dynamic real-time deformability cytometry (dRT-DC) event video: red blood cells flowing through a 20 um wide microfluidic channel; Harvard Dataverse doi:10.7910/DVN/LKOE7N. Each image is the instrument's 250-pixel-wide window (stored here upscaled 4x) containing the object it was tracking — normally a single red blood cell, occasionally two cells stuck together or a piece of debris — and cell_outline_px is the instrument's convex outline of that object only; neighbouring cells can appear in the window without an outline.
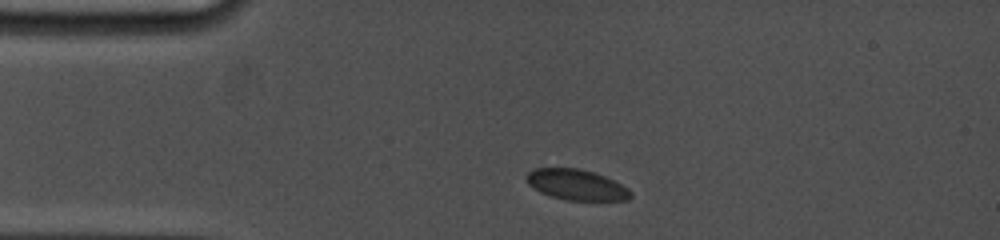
{"species": "common noctule bat (a hibernating species)", "species_latin": "Nyctalus noctula", "temperature_condition": "cold", "stored_images_in_passage": 31, "camera_frame_rate_fps": 5000, "um_per_image_px": 0.085, "animal": {"sex": "female", "body_mass_g": 19.0, "forearm_length_mm": 53.3}, "frame": {"image": 1, "passage_image": 1, "time_ms": 0.0, "image_size_px": [1000, 240], "cell_outline_px": [[632, 196], [628, 200], [564, 200], [540, 192], [528, 184], [524, 176], [528, 172], [536, 168], [580, 168], [596, 172], [628, 188], [632, 192]], "centroid_in_image_um": [48.99, 15.7], "position_along_channel_um": 36.0, "area_um2": 18.67}}
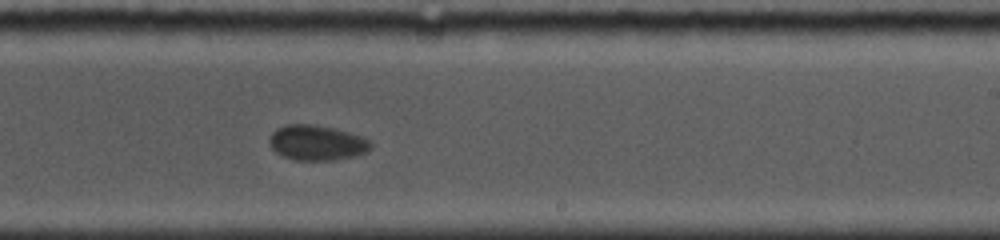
{"frame": {"image": 2, "passage_image": 18, "time_ms": 7.2, "image_size_px": [1000, 240], "cell_outline_px": [[372, 148], [356, 156], [336, 160], [296, 160], [284, 156], [276, 152], [268, 144], [268, 140], [272, 132], [276, 128], [288, 124], [312, 124], [332, 128], [348, 132], [372, 140]], "centroid_in_image_um": [26.93, 12.13], "position_along_channel_um": 262.1, "area_um2": 20.87}}
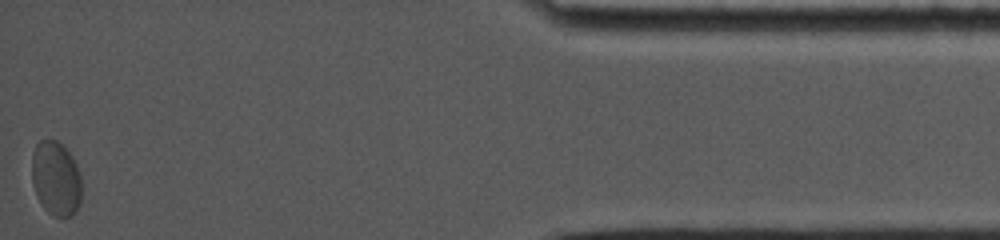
{"frame": {"image": 3, "passage_image": 31, "time_ms": 13.6, "image_size_px": [1000, 240], "cell_outline_px": [[80, 204], [72, 216], [60, 220], [52, 216], [44, 208], [32, 184], [32, 152], [36, 144], [40, 140], [56, 140], [64, 144], [72, 156], [80, 172]], "centroid_in_image_um": [4.76, 15.18], "position_along_channel_um": 430.4, "area_um2": 21.96}, "authors_computed_cell_mechanics": {"area_um2": 20.8658, "velocity_mm_per_s": 3.5859, "shape_relaxation_time_tau1_ms": 1.8376, "shape_relaxation_time_tau2_ms": null, "deformation_change_tau1": 0.0667, "deformation_change_tau2": null}}